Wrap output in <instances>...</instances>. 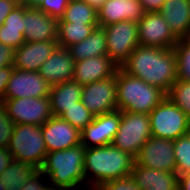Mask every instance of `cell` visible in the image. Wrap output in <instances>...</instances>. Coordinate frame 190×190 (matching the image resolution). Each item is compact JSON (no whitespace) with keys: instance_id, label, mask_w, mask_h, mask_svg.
<instances>
[{"instance_id":"1","label":"cell","mask_w":190,"mask_h":190,"mask_svg":"<svg viewBox=\"0 0 190 190\" xmlns=\"http://www.w3.org/2000/svg\"><path fill=\"white\" fill-rule=\"evenodd\" d=\"M121 68L166 94L178 79L174 49L138 45Z\"/></svg>"},{"instance_id":"2","label":"cell","mask_w":190,"mask_h":190,"mask_svg":"<svg viewBox=\"0 0 190 190\" xmlns=\"http://www.w3.org/2000/svg\"><path fill=\"white\" fill-rule=\"evenodd\" d=\"M135 158L114 147L112 144L86 148L84 174L90 188L96 189L101 184L131 175ZM91 173V175H90ZM91 177H88L89 175ZM88 177V178H87Z\"/></svg>"},{"instance_id":"3","label":"cell","mask_w":190,"mask_h":190,"mask_svg":"<svg viewBox=\"0 0 190 190\" xmlns=\"http://www.w3.org/2000/svg\"><path fill=\"white\" fill-rule=\"evenodd\" d=\"M85 151L86 148L79 144L65 150L48 152L40 169L48 178V184L63 190H75L80 183H84Z\"/></svg>"},{"instance_id":"4","label":"cell","mask_w":190,"mask_h":190,"mask_svg":"<svg viewBox=\"0 0 190 190\" xmlns=\"http://www.w3.org/2000/svg\"><path fill=\"white\" fill-rule=\"evenodd\" d=\"M116 84L120 111L149 114L167 96L160 88L129 75L121 67L116 70Z\"/></svg>"},{"instance_id":"5","label":"cell","mask_w":190,"mask_h":190,"mask_svg":"<svg viewBox=\"0 0 190 190\" xmlns=\"http://www.w3.org/2000/svg\"><path fill=\"white\" fill-rule=\"evenodd\" d=\"M13 160L41 169L47 155L41 126L32 124L15 125L8 145Z\"/></svg>"},{"instance_id":"6","label":"cell","mask_w":190,"mask_h":190,"mask_svg":"<svg viewBox=\"0 0 190 190\" xmlns=\"http://www.w3.org/2000/svg\"><path fill=\"white\" fill-rule=\"evenodd\" d=\"M151 136L174 141L190 133V119L167 96L149 113Z\"/></svg>"},{"instance_id":"7","label":"cell","mask_w":190,"mask_h":190,"mask_svg":"<svg viewBox=\"0 0 190 190\" xmlns=\"http://www.w3.org/2000/svg\"><path fill=\"white\" fill-rule=\"evenodd\" d=\"M150 137L149 114L121 111L120 126L112 142L114 147L135 158Z\"/></svg>"},{"instance_id":"8","label":"cell","mask_w":190,"mask_h":190,"mask_svg":"<svg viewBox=\"0 0 190 190\" xmlns=\"http://www.w3.org/2000/svg\"><path fill=\"white\" fill-rule=\"evenodd\" d=\"M106 33L107 55L121 67L139 44L138 24L123 20L104 26Z\"/></svg>"},{"instance_id":"9","label":"cell","mask_w":190,"mask_h":190,"mask_svg":"<svg viewBox=\"0 0 190 190\" xmlns=\"http://www.w3.org/2000/svg\"><path fill=\"white\" fill-rule=\"evenodd\" d=\"M2 103L15 125L42 126L53 116L49 97L4 99Z\"/></svg>"},{"instance_id":"10","label":"cell","mask_w":190,"mask_h":190,"mask_svg":"<svg viewBox=\"0 0 190 190\" xmlns=\"http://www.w3.org/2000/svg\"><path fill=\"white\" fill-rule=\"evenodd\" d=\"M116 72L112 77L83 86L81 101L94 116L118 110Z\"/></svg>"},{"instance_id":"11","label":"cell","mask_w":190,"mask_h":190,"mask_svg":"<svg viewBox=\"0 0 190 190\" xmlns=\"http://www.w3.org/2000/svg\"><path fill=\"white\" fill-rule=\"evenodd\" d=\"M135 165L163 172H175L173 141L151 136L136 155Z\"/></svg>"},{"instance_id":"12","label":"cell","mask_w":190,"mask_h":190,"mask_svg":"<svg viewBox=\"0 0 190 190\" xmlns=\"http://www.w3.org/2000/svg\"><path fill=\"white\" fill-rule=\"evenodd\" d=\"M137 24L141 46L172 49L179 41L159 12H146Z\"/></svg>"},{"instance_id":"13","label":"cell","mask_w":190,"mask_h":190,"mask_svg":"<svg viewBox=\"0 0 190 190\" xmlns=\"http://www.w3.org/2000/svg\"><path fill=\"white\" fill-rule=\"evenodd\" d=\"M51 85L38 71L14 68L4 94V99L49 97Z\"/></svg>"},{"instance_id":"14","label":"cell","mask_w":190,"mask_h":190,"mask_svg":"<svg viewBox=\"0 0 190 190\" xmlns=\"http://www.w3.org/2000/svg\"><path fill=\"white\" fill-rule=\"evenodd\" d=\"M120 122V110L95 116L92 123L81 131V144L85 148L111 145Z\"/></svg>"},{"instance_id":"15","label":"cell","mask_w":190,"mask_h":190,"mask_svg":"<svg viewBox=\"0 0 190 190\" xmlns=\"http://www.w3.org/2000/svg\"><path fill=\"white\" fill-rule=\"evenodd\" d=\"M47 152L65 150L81 144V132L61 117L52 116L41 126Z\"/></svg>"},{"instance_id":"16","label":"cell","mask_w":190,"mask_h":190,"mask_svg":"<svg viewBox=\"0 0 190 190\" xmlns=\"http://www.w3.org/2000/svg\"><path fill=\"white\" fill-rule=\"evenodd\" d=\"M146 12L139 0H106L97 10L101 27L129 20L138 22Z\"/></svg>"},{"instance_id":"17","label":"cell","mask_w":190,"mask_h":190,"mask_svg":"<svg viewBox=\"0 0 190 190\" xmlns=\"http://www.w3.org/2000/svg\"><path fill=\"white\" fill-rule=\"evenodd\" d=\"M58 46L57 40L23 43L15 50L14 68L24 71H38Z\"/></svg>"},{"instance_id":"18","label":"cell","mask_w":190,"mask_h":190,"mask_svg":"<svg viewBox=\"0 0 190 190\" xmlns=\"http://www.w3.org/2000/svg\"><path fill=\"white\" fill-rule=\"evenodd\" d=\"M75 61L68 48L57 46L49 58L39 68L38 73L51 86L71 81L74 75Z\"/></svg>"},{"instance_id":"19","label":"cell","mask_w":190,"mask_h":190,"mask_svg":"<svg viewBox=\"0 0 190 190\" xmlns=\"http://www.w3.org/2000/svg\"><path fill=\"white\" fill-rule=\"evenodd\" d=\"M58 20L37 7L25 6V32L27 42L57 40Z\"/></svg>"},{"instance_id":"20","label":"cell","mask_w":190,"mask_h":190,"mask_svg":"<svg viewBox=\"0 0 190 190\" xmlns=\"http://www.w3.org/2000/svg\"><path fill=\"white\" fill-rule=\"evenodd\" d=\"M118 66L108 55L75 61L73 79L84 86L112 77Z\"/></svg>"},{"instance_id":"21","label":"cell","mask_w":190,"mask_h":190,"mask_svg":"<svg viewBox=\"0 0 190 190\" xmlns=\"http://www.w3.org/2000/svg\"><path fill=\"white\" fill-rule=\"evenodd\" d=\"M130 176L141 190H178L176 172H163L134 164Z\"/></svg>"},{"instance_id":"22","label":"cell","mask_w":190,"mask_h":190,"mask_svg":"<svg viewBox=\"0 0 190 190\" xmlns=\"http://www.w3.org/2000/svg\"><path fill=\"white\" fill-rule=\"evenodd\" d=\"M159 13L178 38H190V0H165Z\"/></svg>"},{"instance_id":"23","label":"cell","mask_w":190,"mask_h":190,"mask_svg":"<svg viewBox=\"0 0 190 190\" xmlns=\"http://www.w3.org/2000/svg\"><path fill=\"white\" fill-rule=\"evenodd\" d=\"M83 86L74 80L51 86L49 100L53 116L60 117L65 109L76 105L81 100Z\"/></svg>"},{"instance_id":"24","label":"cell","mask_w":190,"mask_h":190,"mask_svg":"<svg viewBox=\"0 0 190 190\" xmlns=\"http://www.w3.org/2000/svg\"><path fill=\"white\" fill-rule=\"evenodd\" d=\"M74 61L107 55L104 27H96L83 41L68 47Z\"/></svg>"},{"instance_id":"25","label":"cell","mask_w":190,"mask_h":190,"mask_svg":"<svg viewBox=\"0 0 190 190\" xmlns=\"http://www.w3.org/2000/svg\"><path fill=\"white\" fill-rule=\"evenodd\" d=\"M98 26V24L58 22L57 44L60 47L68 48L86 39Z\"/></svg>"},{"instance_id":"26","label":"cell","mask_w":190,"mask_h":190,"mask_svg":"<svg viewBox=\"0 0 190 190\" xmlns=\"http://www.w3.org/2000/svg\"><path fill=\"white\" fill-rule=\"evenodd\" d=\"M58 22L74 24H98L97 10L82 0H70L64 16Z\"/></svg>"},{"instance_id":"27","label":"cell","mask_w":190,"mask_h":190,"mask_svg":"<svg viewBox=\"0 0 190 190\" xmlns=\"http://www.w3.org/2000/svg\"><path fill=\"white\" fill-rule=\"evenodd\" d=\"M37 169L29 164L13 160L0 175L6 190H21L24 183Z\"/></svg>"},{"instance_id":"28","label":"cell","mask_w":190,"mask_h":190,"mask_svg":"<svg viewBox=\"0 0 190 190\" xmlns=\"http://www.w3.org/2000/svg\"><path fill=\"white\" fill-rule=\"evenodd\" d=\"M176 174L180 175L190 172V133L173 141Z\"/></svg>"},{"instance_id":"29","label":"cell","mask_w":190,"mask_h":190,"mask_svg":"<svg viewBox=\"0 0 190 190\" xmlns=\"http://www.w3.org/2000/svg\"><path fill=\"white\" fill-rule=\"evenodd\" d=\"M60 117L81 132L88 124L92 123L95 116L80 100L76 102V105L65 109Z\"/></svg>"},{"instance_id":"30","label":"cell","mask_w":190,"mask_h":190,"mask_svg":"<svg viewBox=\"0 0 190 190\" xmlns=\"http://www.w3.org/2000/svg\"><path fill=\"white\" fill-rule=\"evenodd\" d=\"M167 97L190 119V81L177 79Z\"/></svg>"},{"instance_id":"31","label":"cell","mask_w":190,"mask_h":190,"mask_svg":"<svg viewBox=\"0 0 190 190\" xmlns=\"http://www.w3.org/2000/svg\"><path fill=\"white\" fill-rule=\"evenodd\" d=\"M173 49L177 58L178 79L190 81V38L179 39Z\"/></svg>"},{"instance_id":"32","label":"cell","mask_w":190,"mask_h":190,"mask_svg":"<svg viewBox=\"0 0 190 190\" xmlns=\"http://www.w3.org/2000/svg\"><path fill=\"white\" fill-rule=\"evenodd\" d=\"M0 42L16 50L25 43L24 33L22 29L6 28V25L0 27Z\"/></svg>"},{"instance_id":"33","label":"cell","mask_w":190,"mask_h":190,"mask_svg":"<svg viewBox=\"0 0 190 190\" xmlns=\"http://www.w3.org/2000/svg\"><path fill=\"white\" fill-rule=\"evenodd\" d=\"M14 127V122L8 117L3 103L0 102V147H8Z\"/></svg>"},{"instance_id":"34","label":"cell","mask_w":190,"mask_h":190,"mask_svg":"<svg viewBox=\"0 0 190 190\" xmlns=\"http://www.w3.org/2000/svg\"><path fill=\"white\" fill-rule=\"evenodd\" d=\"M70 0H41L37 8L47 15L59 20L64 16Z\"/></svg>"},{"instance_id":"35","label":"cell","mask_w":190,"mask_h":190,"mask_svg":"<svg viewBox=\"0 0 190 190\" xmlns=\"http://www.w3.org/2000/svg\"><path fill=\"white\" fill-rule=\"evenodd\" d=\"M4 25L6 28L22 29L25 32V5L19 4L5 18Z\"/></svg>"},{"instance_id":"36","label":"cell","mask_w":190,"mask_h":190,"mask_svg":"<svg viewBox=\"0 0 190 190\" xmlns=\"http://www.w3.org/2000/svg\"><path fill=\"white\" fill-rule=\"evenodd\" d=\"M96 190H141L132 179L127 176L120 179H114L101 184Z\"/></svg>"},{"instance_id":"37","label":"cell","mask_w":190,"mask_h":190,"mask_svg":"<svg viewBox=\"0 0 190 190\" xmlns=\"http://www.w3.org/2000/svg\"><path fill=\"white\" fill-rule=\"evenodd\" d=\"M44 176L45 174L40 169H37L24 183L21 190H44L48 185L46 182H44L45 184L43 183Z\"/></svg>"},{"instance_id":"38","label":"cell","mask_w":190,"mask_h":190,"mask_svg":"<svg viewBox=\"0 0 190 190\" xmlns=\"http://www.w3.org/2000/svg\"><path fill=\"white\" fill-rule=\"evenodd\" d=\"M15 50L0 42V67H7L14 64Z\"/></svg>"},{"instance_id":"39","label":"cell","mask_w":190,"mask_h":190,"mask_svg":"<svg viewBox=\"0 0 190 190\" xmlns=\"http://www.w3.org/2000/svg\"><path fill=\"white\" fill-rule=\"evenodd\" d=\"M14 66L0 67V102L4 100L7 83L10 80Z\"/></svg>"},{"instance_id":"40","label":"cell","mask_w":190,"mask_h":190,"mask_svg":"<svg viewBox=\"0 0 190 190\" xmlns=\"http://www.w3.org/2000/svg\"><path fill=\"white\" fill-rule=\"evenodd\" d=\"M19 4L17 0H0V27L3 25L5 18Z\"/></svg>"},{"instance_id":"41","label":"cell","mask_w":190,"mask_h":190,"mask_svg":"<svg viewBox=\"0 0 190 190\" xmlns=\"http://www.w3.org/2000/svg\"><path fill=\"white\" fill-rule=\"evenodd\" d=\"M145 12H159L165 0H139Z\"/></svg>"},{"instance_id":"42","label":"cell","mask_w":190,"mask_h":190,"mask_svg":"<svg viewBox=\"0 0 190 190\" xmlns=\"http://www.w3.org/2000/svg\"><path fill=\"white\" fill-rule=\"evenodd\" d=\"M13 161V156L8 148L0 147V175Z\"/></svg>"},{"instance_id":"43","label":"cell","mask_w":190,"mask_h":190,"mask_svg":"<svg viewBox=\"0 0 190 190\" xmlns=\"http://www.w3.org/2000/svg\"><path fill=\"white\" fill-rule=\"evenodd\" d=\"M178 190H190V172L178 177Z\"/></svg>"},{"instance_id":"44","label":"cell","mask_w":190,"mask_h":190,"mask_svg":"<svg viewBox=\"0 0 190 190\" xmlns=\"http://www.w3.org/2000/svg\"><path fill=\"white\" fill-rule=\"evenodd\" d=\"M98 10L106 0H82Z\"/></svg>"},{"instance_id":"45","label":"cell","mask_w":190,"mask_h":190,"mask_svg":"<svg viewBox=\"0 0 190 190\" xmlns=\"http://www.w3.org/2000/svg\"><path fill=\"white\" fill-rule=\"evenodd\" d=\"M40 2L41 0H23L21 4L30 7H37L40 4Z\"/></svg>"},{"instance_id":"46","label":"cell","mask_w":190,"mask_h":190,"mask_svg":"<svg viewBox=\"0 0 190 190\" xmlns=\"http://www.w3.org/2000/svg\"><path fill=\"white\" fill-rule=\"evenodd\" d=\"M44 190H63V189L58 188V187H56V186H53V185H51V184H48V185L44 188Z\"/></svg>"},{"instance_id":"47","label":"cell","mask_w":190,"mask_h":190,"mask_svg":"<svg viewBox=\"0 0 190 190\" xmlns=\"http://www.w3.org/2000/svg\"><path fill=\"white\" fill-rule=\"evenodd\" d=\"M0 190H6V188L4 187V185L1 183V180H0Z\"/></svg>"}]
</instances>
